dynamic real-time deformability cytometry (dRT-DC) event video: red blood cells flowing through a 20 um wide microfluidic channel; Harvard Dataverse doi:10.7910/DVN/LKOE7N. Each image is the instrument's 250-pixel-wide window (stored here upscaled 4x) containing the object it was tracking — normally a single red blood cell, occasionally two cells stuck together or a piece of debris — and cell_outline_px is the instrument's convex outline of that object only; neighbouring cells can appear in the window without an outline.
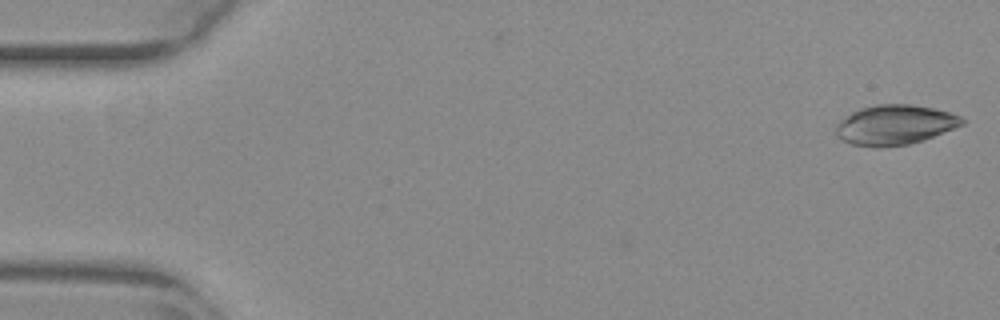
{"species": "common noctule bat (a hibernating species)", "species_latin": "Nyctalus noctula", "temperature_condition": "warm", "stored_images_in_passage": 53, "camera_frame_rate_fps": 3000, "um_per_image_px": 0.085, "animal": {"sex": "female", "body_mass_g": 29.2, "forearm_length_mm": 56.3}, "frame": {"image": 1, "passage_image": 1, "time_ms": 0.0, "image_size_px": [1000, 320], "cell_outline_px": [[964, 124], [924, 140], [908, 144], [880, 148], [852, 144], [836, 136], [836, 124], [840, 120], [852, 112], [860, 108], [876, 104], [912, 104], [932, 108], [948, 112], [960, 116], [964, 120]], "centroid_in_image_um": [76.04, 10.61], "position_along_channel_um": 9.0, "area_um2": 29.25}}
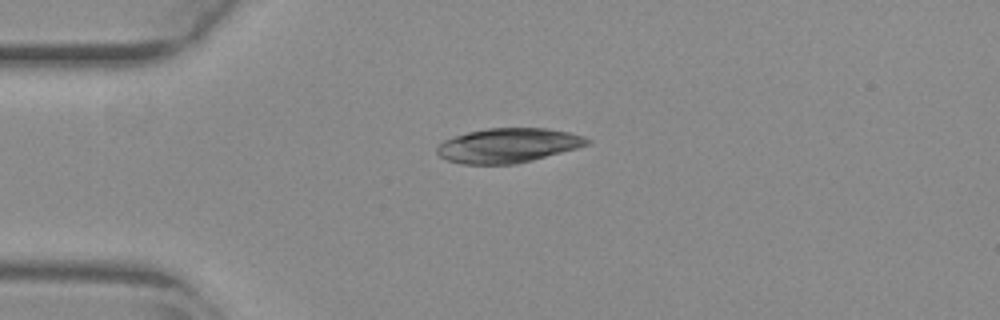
{"frame": {"image": 2, "passage_image": 13, "time_ms": 4.0, "image_size_px": [1000, 320], "cell_outline_px": [[592, 140], [588, 144], [576, 148], [532, 160], [516, 164], [464, 164], [448, 160], [440, 156], [436, 152], [436, 148], [444, 140], [468, 132], [488, 128], [548, 128], [568, 132], [584, 136]], "centroid_in_image_um": [43.19, 12.36], "position_along_channel_um": 41.8, "area_um2": 29.94}}